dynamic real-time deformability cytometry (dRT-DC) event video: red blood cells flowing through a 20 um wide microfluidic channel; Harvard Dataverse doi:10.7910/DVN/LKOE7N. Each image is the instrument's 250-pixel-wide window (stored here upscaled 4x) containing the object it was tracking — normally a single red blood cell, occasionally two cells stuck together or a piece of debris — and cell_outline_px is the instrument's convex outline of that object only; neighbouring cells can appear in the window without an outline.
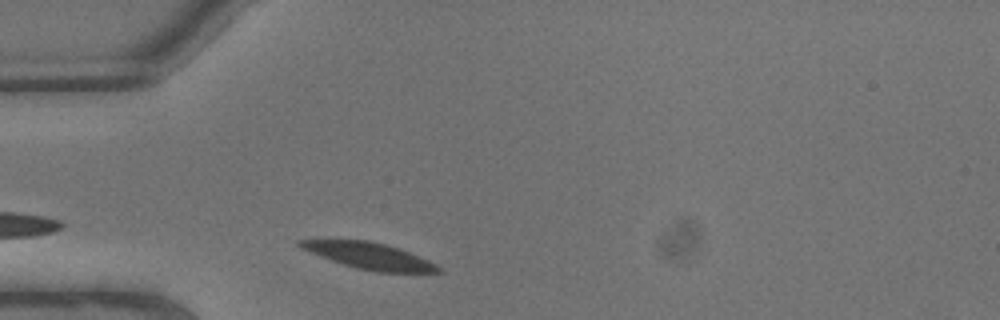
{"species": "common noctule bat (a hibernating species)", "species_latin": "Nyctalus noctula", "temperature_condition": "warm", "stored_images_in_passage": 2, "camera_frame_rate_fps": 3000, "um_per_image_px": 0.085, "animal": {"sex": "male", "body_mass_g": 13.3}, "frame": {"image": 1, "passage_image": 2, "time_ms": 0.333, "image_size_px": [1000, 320], "cell_outline_px": [[444, 272], [376, 272], [356, 268], [332, 260], [312, 252], [296, 244], [296, 240], [332, 236], [368, 240], [384, 244], [408, 252], [428, 260], [436, 264]], "centroid_in_image_um": [31.26, 21.68], "position_along_channel_um": 53.7, "area_um2": 21.68}}